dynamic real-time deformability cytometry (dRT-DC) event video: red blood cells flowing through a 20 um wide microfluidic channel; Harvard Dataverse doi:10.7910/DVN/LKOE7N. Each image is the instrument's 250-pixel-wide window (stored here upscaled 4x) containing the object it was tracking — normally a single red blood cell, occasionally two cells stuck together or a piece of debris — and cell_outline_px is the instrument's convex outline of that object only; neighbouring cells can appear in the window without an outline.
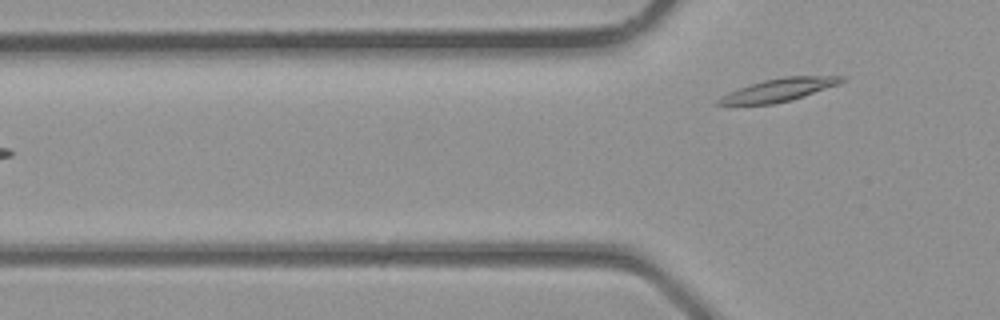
{"species": "common noctule bat (a hibernating species)", "species_latin": "Nyctalus noctula", "temperature_condition": "room temperature", "stored_images_in_passage": 3, "camera_frame_rate_fps": 3000, "um_per_image_px": 0.085, "animal": {"sex": "male", "body_mass_g": 23.1, "forearm_length_mm": 52.7}, "frame": {"image": 1, "passage_image": 3, "time_ms": 0.667, "image_size_px": [1000, 320], "cell_outline_px": [[848, 80], [840, 84], [792, 100], [772, 104], [716, 104], [716, 100], [720, 96], [728, 92], [764, 80], [784, 76], [848, 76]], "centroid_in_image_um": [66.28, 7.63], "position_along_channel_um": 59.5, "area_um2": 16.42}}